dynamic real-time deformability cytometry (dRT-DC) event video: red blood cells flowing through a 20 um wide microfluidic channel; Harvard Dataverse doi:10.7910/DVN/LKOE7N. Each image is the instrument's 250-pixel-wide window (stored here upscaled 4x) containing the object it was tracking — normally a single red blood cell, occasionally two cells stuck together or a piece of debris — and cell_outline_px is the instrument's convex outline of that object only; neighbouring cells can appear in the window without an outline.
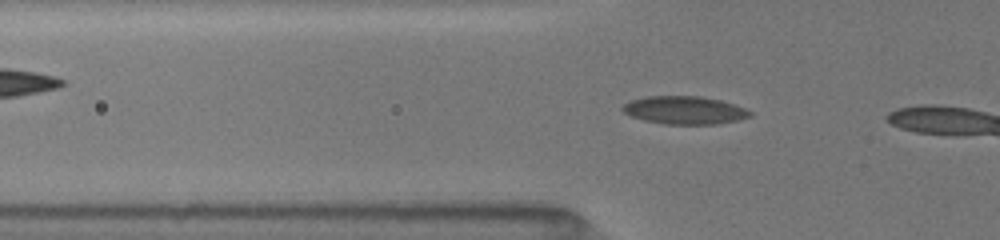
{"species": "common noctule bat (a hibernating species)", "species_latin": "Nyctalus noctula", "temperature_condition": "room temperature", "stored_images_in_passage": 5, "camera_frame_rate_fps": 3000, "um_per_image_px": 0.085, "animal": {"sex": "female", "body_mass_g": 19.5, "forearm_length_mm": 54.1}, "frame": {"image": 1, "passage_image": 2, "time_ms": 0.333, "image_size_px": [1000, 240], "cell_outline_px": [[752, 116], [736, 120], [716, 124], [664, 124], [644, 120], [632, 116], [624, 112], [620, 108], [624, 104], [632, 100], [644, 96], [700, 96], [720, 100], [744, 108], [752, 112]], "centroid_in_image_um": [58.16, 9.36], "position_along_channel_um": 67.6, "area_um2": 20.63}}